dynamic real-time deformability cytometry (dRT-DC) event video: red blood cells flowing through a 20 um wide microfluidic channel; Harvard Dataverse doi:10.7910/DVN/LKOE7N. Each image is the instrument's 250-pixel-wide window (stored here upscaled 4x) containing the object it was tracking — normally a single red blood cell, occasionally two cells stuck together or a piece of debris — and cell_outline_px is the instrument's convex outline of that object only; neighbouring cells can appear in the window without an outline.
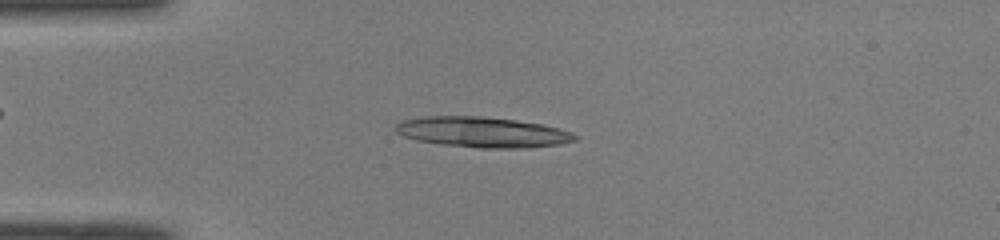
{"species": "common noctule bat (a hibernating species)", "species_latin": "Nyctalus noctula", "temperature_condition": "room temperature", "stored_images_in_passage": 36, "segment_of_instrument_passage": [1, 2], "camera_frame_rate_fps": 3000, "um_per_image_px": 0.085, "animal": {"sex": "male", "body_mass_g": 19.0, "forearm_length_mm": 50.8}, "frame": {"image": 1, "passage_image": 12, "time_ms": 3.667, "image_size_px": [1000, 240], "cell_outline_px": [[580, 136], [576, 140], [560, 144], [524, 148], [476, 148], [440, 144], [416, 140], [404, 136], [396, 132], [396, 124], [400, 120], [424, 116], [480, 116], [516, 120], [540, 124], [560, 128], [572, 132]], "centroid_in_image_um": [41.01, 11.23], "position_along_channel_um": 44.0, "area_um2": 32.02}}